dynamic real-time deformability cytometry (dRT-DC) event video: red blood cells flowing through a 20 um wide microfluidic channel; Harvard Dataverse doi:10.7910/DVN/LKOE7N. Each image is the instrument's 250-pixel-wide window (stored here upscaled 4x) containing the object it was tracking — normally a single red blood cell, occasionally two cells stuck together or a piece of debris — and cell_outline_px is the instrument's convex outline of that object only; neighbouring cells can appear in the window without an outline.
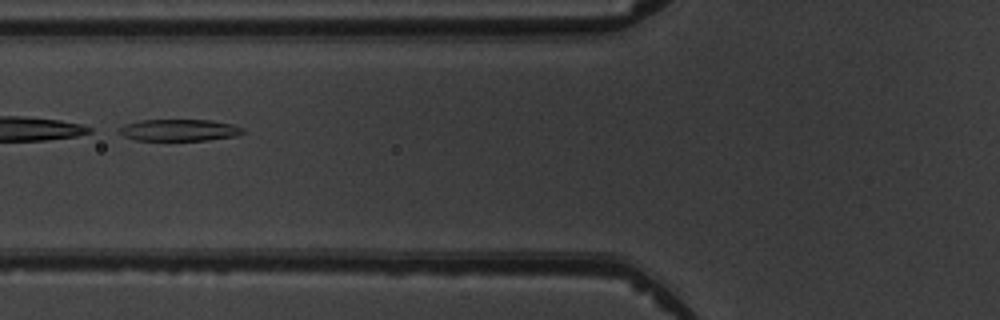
{"species": "common noctule bat (a hibernating species)", "species_latin": "Nyctalus noctula", "temperature_condition": "warm", "stored_images_in_passage": 7, "camera_frame_rate_fps": 3000, "um_per_image_px": 0.085, "animal": {"sex": "male", "body_mass_g": 19.5, "forearm_length_mm": 54.6}, "frame": {"image": 1, "passage_image": 3, "time_ms": 2.667, "image_size_px": [1000, 320], "cell_outline_px": [[244, 132], [236, 136], [208, 140], [136, 140], [124, 136], [116, 128], [124, 124], [140, 120], [212, 120], [232, 124], [244, 128]], "centroid_in_image_um": [15.23, 11.05], "position_along_channel_um": 110.6, "area_um2": 15.72}}
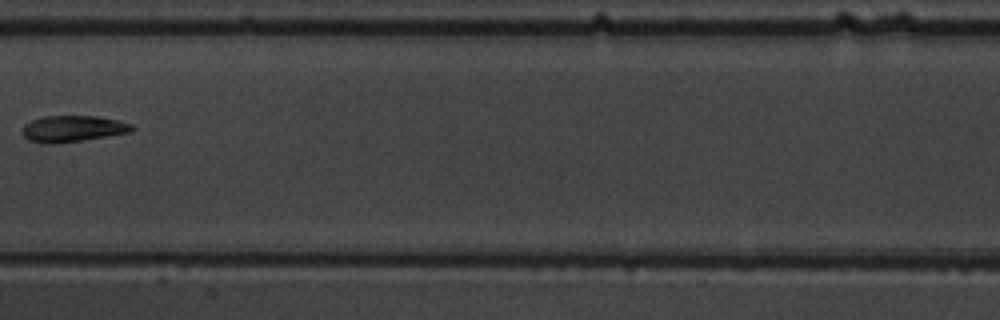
{"frame": {"image": 2, "passage_image": 5, "time_ms": 5.0, "image_size_px": [1000, 320], "cell_outline_px": [[136, 128], [132, 132], [56, 144], [44, 144], [28, 140], [20, 132], [24, 124], [32, 120], [44, 116], [96, 116], [120, 120], [132, 124]], "centroid_in_image_um": [6.18, 10.94], "position_along_channel_um": 201.2, "area_um2": 17.05}}
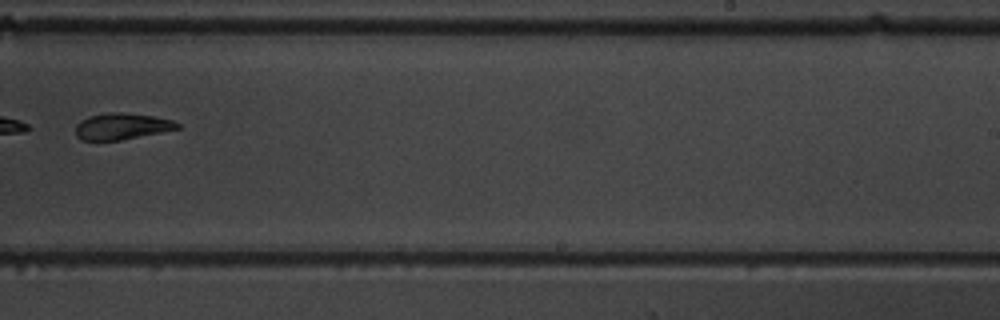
{"frame": {"image": 3, "passage_image": 7, "time_ms": 7.0, "image_size_px": [1000, 320], "cell_outline_px": [[180, 128], [120, 140], [80, 140], [76, 136], [76, 124], [80, 120], [88, 116], [108, 112], [120, 112], [152, 116], [172, 120], [180, 124]], "centroid_in_image_um": [10.3, 10.73], "position_along_channel_um": 278.7, "area_um2": 15.55}}